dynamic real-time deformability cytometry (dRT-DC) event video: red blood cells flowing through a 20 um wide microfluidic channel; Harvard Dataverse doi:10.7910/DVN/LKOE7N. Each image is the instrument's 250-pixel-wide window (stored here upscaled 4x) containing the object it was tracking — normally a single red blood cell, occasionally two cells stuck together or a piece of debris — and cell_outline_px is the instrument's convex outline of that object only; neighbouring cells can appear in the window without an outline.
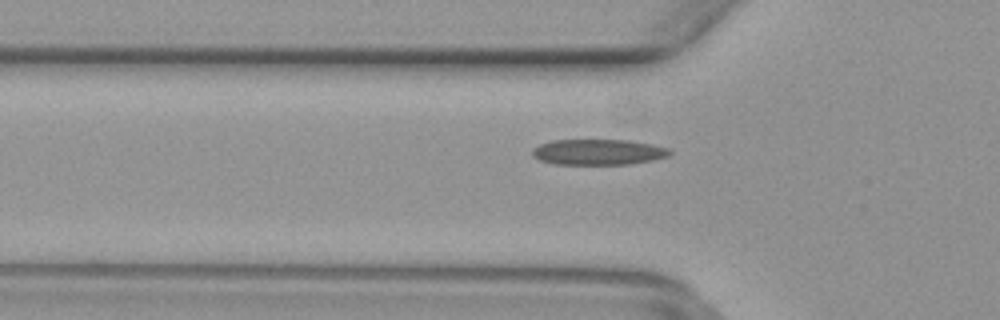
{"species": "common noctule bat (a hibernating species)", "species_latin": "Nyctalus noctula", "temperature_condition": "warm", "stored_images_in_passage": 34, "camera_frame_rate_fps": 3000, "um_per_image_px": 0.085, "animal": {"sex": "female", "body_mass_g": 29.2, "forearm_length_mm": 56.3}, "frame": {"image": 1, "passage_image": 5, "time_ms": 1.333, "image_size_px": [1000, 320], "cell_outline_px": [[672, 152], [668, 156], [652, 160], [628, 164], [552, 164], [540, 160], [532, 156], [532, 148], [540, 144], [552, 140], [628, 140], [652, 144], [672, 148]], "centroid_in_image_um": [50.86, 12.92], "position_along_channel_um": 74.9, "area_um2": 20.69}}
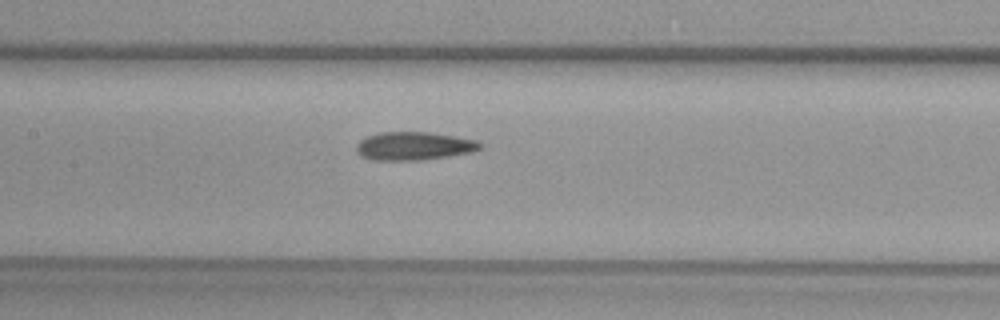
{"frame": {"image": 2, "passage_image": 12, "time_ms": 3.667, "image_size_px": [1000, 320], "cell_outline_px": [[484, 148], [472, 152], [424, 160], [372, 160], [360, 156], [356, 152], [356, 144], [360, 140], [368, 136], [380, 132], [432, 132], [456, 136], [476, 140], [484, 144]], "centroid_in_image_um": [35.21, 12.41], "position_along_channel_um": 172.2, "area_um2": 20.69}}
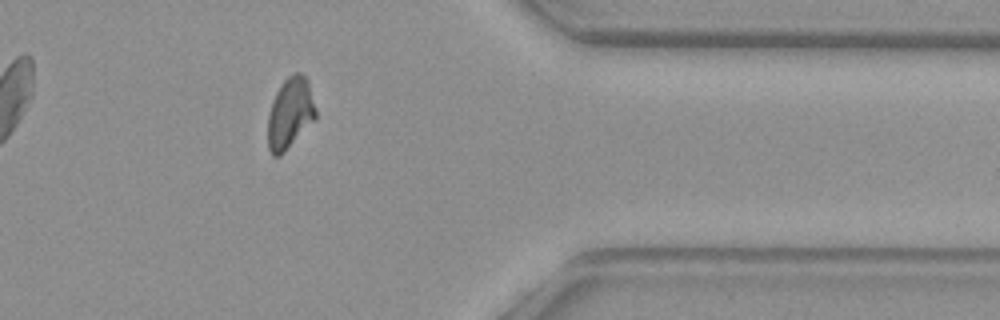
{"frame": {"image": 3, "passage_image": 29, "time_ms": 9.333, "image_size_px": [1000, 320], "cell_outline_px": [[316, 120], [280, 156], [272, 156], [268, 148], [268, 116], [272, 100], [276, 92], [284, 80], [292, 72], [300, 72], [308, 80], [316, 108]], "centroid_in_image_um": [24.67, 9.62], "position_along_channel_um": 386.7, "area_um2": 20.06}}